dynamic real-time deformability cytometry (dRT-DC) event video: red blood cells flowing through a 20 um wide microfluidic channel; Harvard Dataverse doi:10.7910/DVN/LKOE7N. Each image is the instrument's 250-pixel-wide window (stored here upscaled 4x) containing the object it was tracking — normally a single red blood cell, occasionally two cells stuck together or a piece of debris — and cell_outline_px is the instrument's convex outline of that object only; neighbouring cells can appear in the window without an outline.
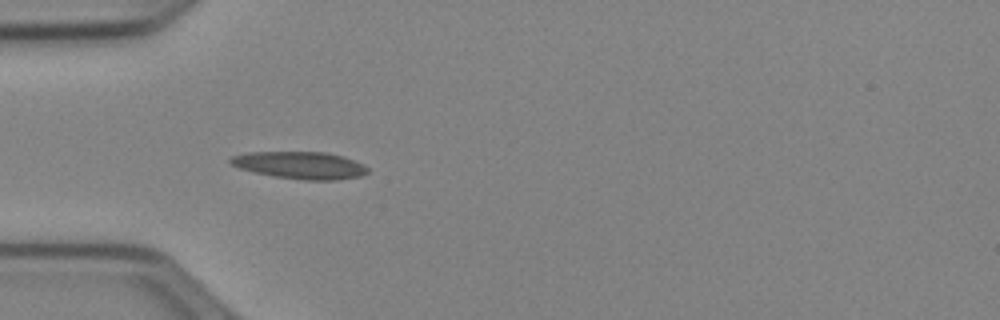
{"species": "Egyptian fruit bat (a non-hibernating species)", "species_latin": "Rousettus aegyptiacus", "temperature_condition": "cold", "stored_images_in_passage": 37, "camera_frame_rate_fps": 3000, "um_per_image_px": 0.085, "animal": {"sex": "female"}, "frame": {"image": 1, "passage_image": 1, "time_ms": 0.0, "image_size_px": [1000, 320], "cell_outline_px": [[368, 172], [360, 176], [336, 180], [304, 180], [276, 176], [256, 172], [240, 168], [232, 164], [228, 160], [232, 156], [248, 152], [324, 152], [344, 156], [364, 164], [368, 168]], "centroid_in_image_um": [25.55, 14.04], "position_along_channel_um": 59.4, "area_um2": 21.62}}
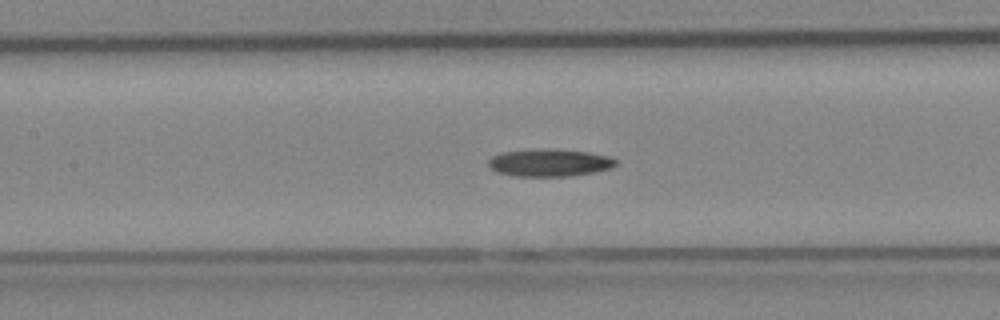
{"frame": {"image": 2, "passage_image": 9, "time_ms": 2.667, "image_size_px": [1000, 320], "cell_outline_px": [[620, 160], [612, 168], [596, 172], [572, 176], [516, 176], [496, 172], [488, 164], [488, 160], [492, 156], [504, 152], [532, 148], [536, 148], [588, 152], [612, 156]], "centroid_in_image_um": [46.76, 13.83], "position_along_channel_um": 160.6, "area_um2": 20.63}}
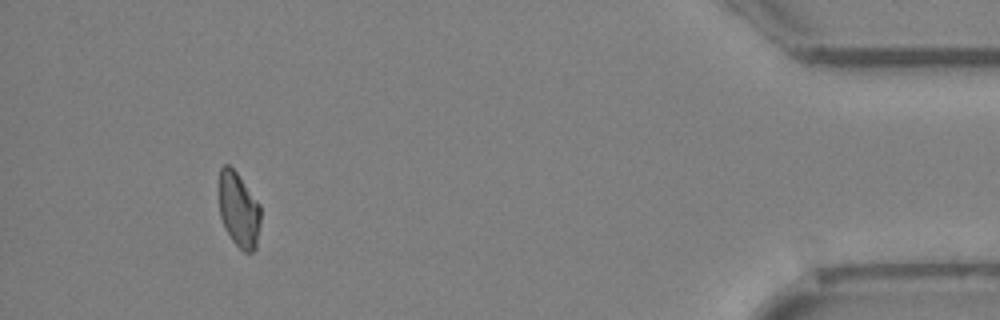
{"frame": {"image": 3, "passage_image": 33, "time_ms": 10.667, "image_size_px": [1000, 320], "cell_outline_px": [[260, 224], [256, 248], [252, 252], [244, 252], [232, 240], [224, 228], [220, 216], [220, 168], [224, 164], [228, 164], [236, 172], [260, 204]], "centroid_in_image_um": [20.3, 17.86], "position_along_channel_um": 414.9, "area_um2": 18.03}}